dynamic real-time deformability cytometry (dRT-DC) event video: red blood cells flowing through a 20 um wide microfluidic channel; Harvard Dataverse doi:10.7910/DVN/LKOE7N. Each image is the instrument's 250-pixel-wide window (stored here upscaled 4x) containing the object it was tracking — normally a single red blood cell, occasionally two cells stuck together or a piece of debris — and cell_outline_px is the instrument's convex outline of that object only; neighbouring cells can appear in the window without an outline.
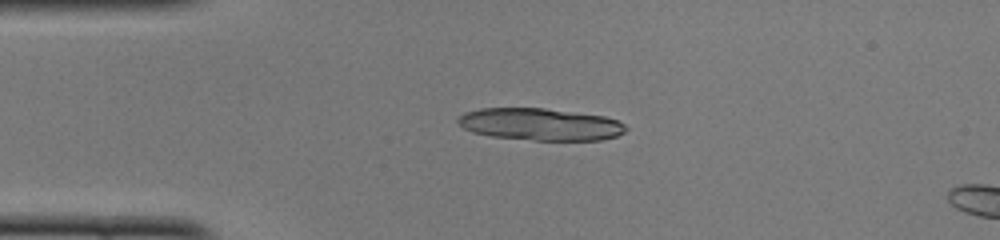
{"species": "common noctule bat (a hibernating species)", "species_latin": "Nyctalus noctula", "temperature_condition": "cold", "stored_images_in_passage": 13, "camera_frame_rate_fps": 3000, "um_per_image_px": 0.085, "animal": {"sex": "female", "body_mass_g": 22.0, "forearm_length_mm": 56.7}, "frame": {"image": 1, "passage_image": 10, "time_ms": 3.0, "image_size_px": [1000, 240], "cell_outline_px": [[628, 128], [624, 132], [616, 136], [600, 140], [536, 140], [492, 136], [472, 132], [464, 128], [456, 120], [464, 112], [480, 108], [544, 108], [604, 116], [616, 120], [624, 124]], "centroid_in_image_um": [45.92, 10.56], "position_along_channel_um": 39.1, "area_um2": 31.27}}